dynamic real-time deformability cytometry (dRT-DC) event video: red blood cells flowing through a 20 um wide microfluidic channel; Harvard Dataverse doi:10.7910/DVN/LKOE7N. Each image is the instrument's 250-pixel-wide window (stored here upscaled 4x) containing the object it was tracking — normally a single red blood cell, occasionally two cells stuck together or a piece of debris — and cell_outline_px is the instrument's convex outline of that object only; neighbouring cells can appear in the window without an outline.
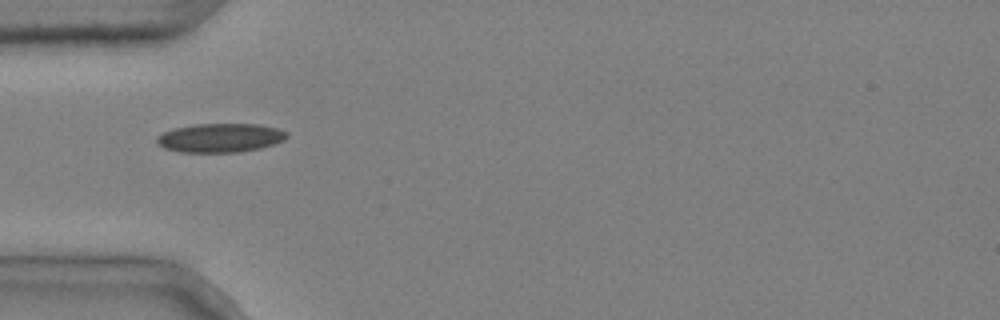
{"species": "common noctule bat (a hibernating species)", "species_latin": "Nyctalus noctula", "temperature_condition": "cold", "stored_images_in_passage": 2, "camera_frame_rate_fps": 3000, "um_per_image_px": 0.085, "animal": {"sex": "male", "body_mass_g": 20.4}, "frame": {"image": 1, "passage_image": 1, "time_ms": 0.0, "image_size_px": [1000, 320], "cell_outline_px": [[288, 136], [284, 140], [260, 148], [240, 152], [180, 152], [164, 148], [156, 144], [156, 136], [164, 132], [176, 128], [192, 124], [256, 124], [276, 128], [288, 132]], "centroid_in_image_um": [18.69, 11.72], "position_along_channel_um": 66.3, "area_um2": 21.91}}